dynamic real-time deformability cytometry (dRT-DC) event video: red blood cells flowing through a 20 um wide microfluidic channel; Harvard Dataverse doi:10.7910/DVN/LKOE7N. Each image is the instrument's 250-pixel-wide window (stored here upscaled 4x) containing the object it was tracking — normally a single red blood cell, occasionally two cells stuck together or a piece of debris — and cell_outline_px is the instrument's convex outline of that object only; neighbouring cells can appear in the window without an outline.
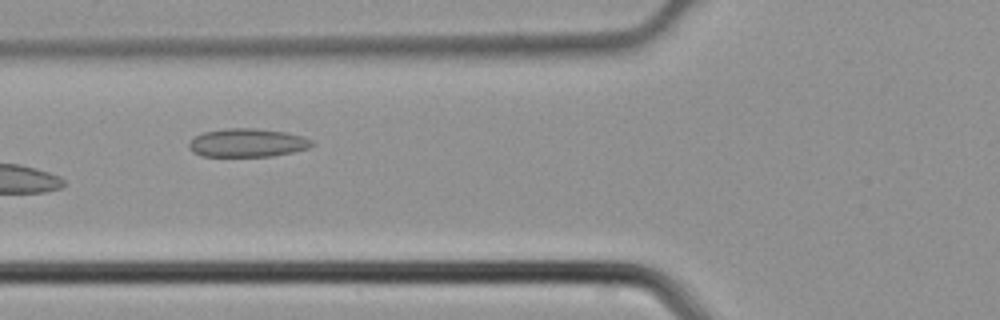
{"species": "common noctule bat (a hibernating species)", "species_latin": "Nyctalus noctula", "temperature_condition": "cold", "stored_images_in_passage": 4, "camera_frame_rate_fps": 3000, "um_per_image_px": 0.085, "animal": {"sex": "male", "body_mass_g": 21.5, "forearm_length_mm": 52.0}, "frame": {"image": 1, "passage_image": 4, "time_ms": 1.0, "image_size_px": [1000, 320], "cell_outline_px": [[316, 144], [308, 148], [292, 152], [272, 156], [200, 156], [192, 152], [188, 148], [188, 144], [192, 136], [204, 132], [224, 128], [256, 128], [284, 132], [304, 136], [312, 140]], "centroid_in_image_um": [20.99, 12.13], "position_along_channel_um": 104.8, "area_um2": 20.63}}